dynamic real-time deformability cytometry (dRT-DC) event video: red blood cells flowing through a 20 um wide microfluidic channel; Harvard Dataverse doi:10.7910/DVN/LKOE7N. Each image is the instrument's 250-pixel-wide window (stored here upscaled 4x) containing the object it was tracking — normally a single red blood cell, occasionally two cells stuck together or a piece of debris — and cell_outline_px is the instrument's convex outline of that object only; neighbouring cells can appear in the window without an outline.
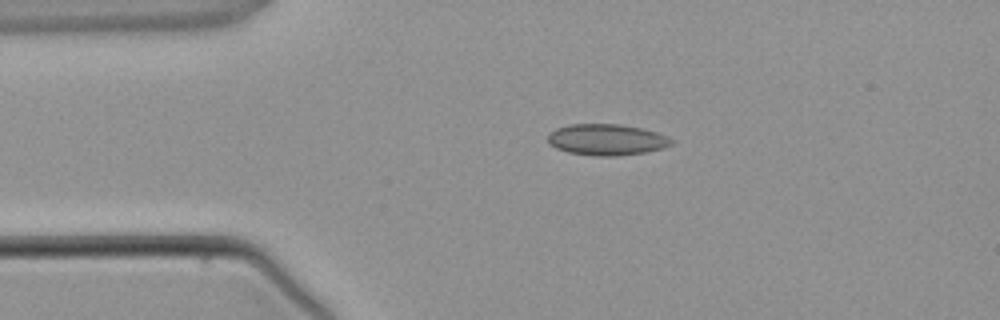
{"species": "common noctule bat (a hibernating species)", "species_latin": "Nyctalus noctula", "temperature_condition": "warm", "stored_images_in_passage": 2, "camera_frame_rate_fps": 3000, "um_per_image_px": 0.085, "animal": {"sex": "male", "body_mass_g": 21.5, "forearm_length_mm": 52.0}, "frame": {"image": 1, "passage_image": 1, "time_ms": 0.0, "image_size_px": [1000, 320], "cell_outline_px": [[676, 140], [672, 144], [664, 148], [644, 152], [616, 156], [592, 156], [568, 152], [556, 148], [548, 144], [548, 132], [556, 128], [572, 124], [620, 124], [640, 128], [656, 132], [668, 136]], "centroid_in_image_um": [51.56, 11.87], "position_along_channel_um": 33.4, "area_um2": 22.66}}